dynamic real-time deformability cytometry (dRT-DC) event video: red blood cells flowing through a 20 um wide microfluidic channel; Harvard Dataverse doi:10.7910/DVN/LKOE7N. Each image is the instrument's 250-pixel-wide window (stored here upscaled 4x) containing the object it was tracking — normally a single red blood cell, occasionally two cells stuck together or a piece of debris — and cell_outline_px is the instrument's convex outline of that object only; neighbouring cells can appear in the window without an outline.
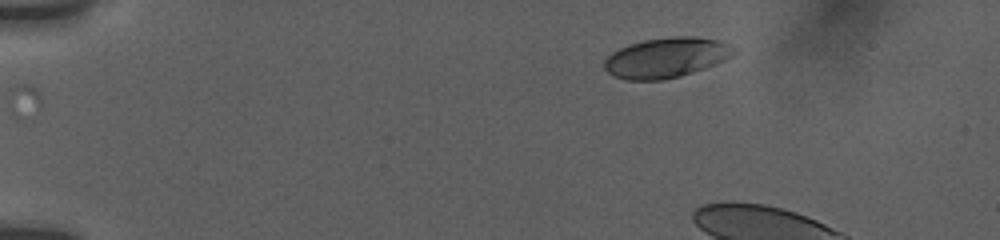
{"species": "human", "species_latin": "Homo sapiens", "temperature_condition": "room temperature", "stored_images_in_passage": 6, "camera_frame_rate_fps": 3000, "um_per_image_px": 0.085, "donor": {"sex": "female"}, "frame": {"image": 1, "passage_image": 1, "time_ms": 0.0, "image_size_px": [1000, 240], "cell_outline_px": [[736, 52], [732, 56], [716, 64], [680, 76], [664, 80], [624, 80], [608, 72], [604, 68], [604, 60], [612, 52], [628, 44], [644, 40], [672, 36], [696, 36], [720, 40], [736, 48]], "centroid_in_image_um": [56.65, 4.89], "position_along_channel_um": 28.4, "area_um2": 30.4}}